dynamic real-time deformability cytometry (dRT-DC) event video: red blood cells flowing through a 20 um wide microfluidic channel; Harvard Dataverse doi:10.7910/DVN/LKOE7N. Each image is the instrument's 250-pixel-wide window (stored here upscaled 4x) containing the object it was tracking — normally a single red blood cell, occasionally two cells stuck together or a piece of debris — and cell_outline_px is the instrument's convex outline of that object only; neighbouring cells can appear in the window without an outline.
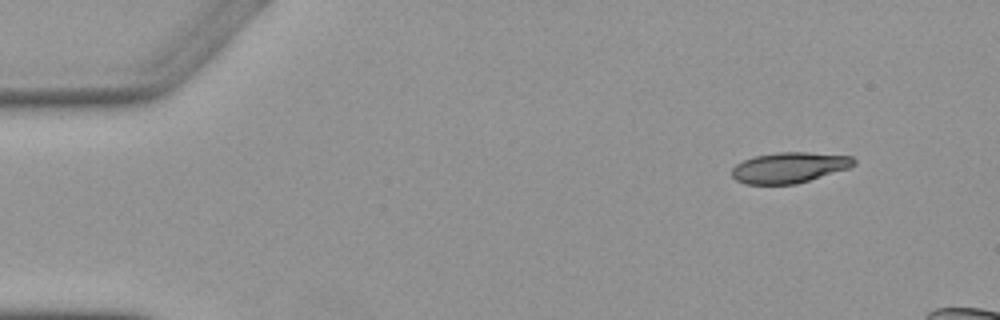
{"species": "Egyptian fruit bat (a non-hibernating species)", "species_latin": "Rousettus aegyptiacus", "temperature_condition": "warm", "stored_images_in_passage": 7, "camera_frame_rate_fps": 3000, "um_per_image_px": 0.085, "animal": {"sex": "female"}, "frame": {"image": 1, "passage_image": 1, "time_ms": 0.0, "image_size_px": [1000, 320], "cell_outline_px": [[856, 164], [848, 168], [796, 184], [744, 184], [736, 180], [732, 176], [732, 168], [736, 164], [744, 160], [756, 156], [776, 152], [808, 152], [852, 156], [856, 160]], "centroid_in_image_um": [67.08, 14.24], "position_along_channel_um": 17.9, "area_um2": 21.73}}
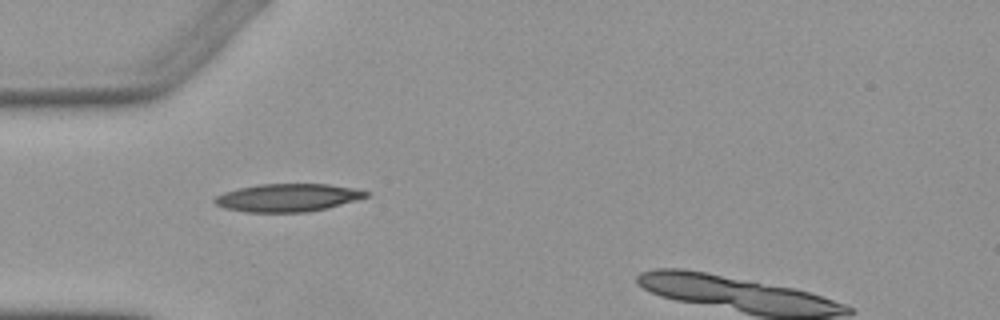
{"frame": {"image": 2, "passage_image": 4, "time_ms": 3.667, "image_size_px": [1000, 320], "cell_outline_px": [[368, 196], [356, 200], [328, 208], [308, 212], [244, 212], [224, 208], [216, 204], [212, 200], [216, 196], [224, 192], [256, 184], [328, 184], [352, 188], [368, 192]], "centroid_in_image_um": [24.42, 16.8], "position_along_channel_um": 60.6, "area_um2": 24.57}}
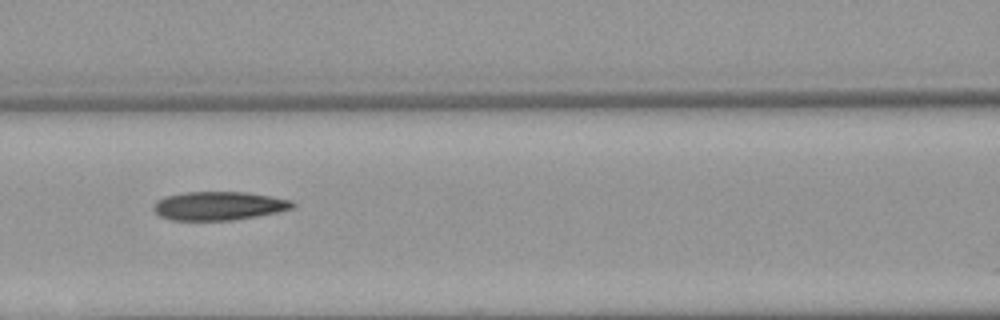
{"frame": {"image": 3, "passage_image": 6, "time_ms": 6.0, "image_size_px": [1000, 320], "cell_outline_px": [[296, 204], [292, 208], [276, 212], [256, 216], [232, 220], [168, 220], [160, 216], [152, 208], [152, 204], [156, 200], [164, 196], [184, 192], [244, 192], [272, 196], [292, 200]], "centroid_in_image_um": [18.55, 17.49], "position_along_channel_um": 148.1, "area_um2": 23.29}}